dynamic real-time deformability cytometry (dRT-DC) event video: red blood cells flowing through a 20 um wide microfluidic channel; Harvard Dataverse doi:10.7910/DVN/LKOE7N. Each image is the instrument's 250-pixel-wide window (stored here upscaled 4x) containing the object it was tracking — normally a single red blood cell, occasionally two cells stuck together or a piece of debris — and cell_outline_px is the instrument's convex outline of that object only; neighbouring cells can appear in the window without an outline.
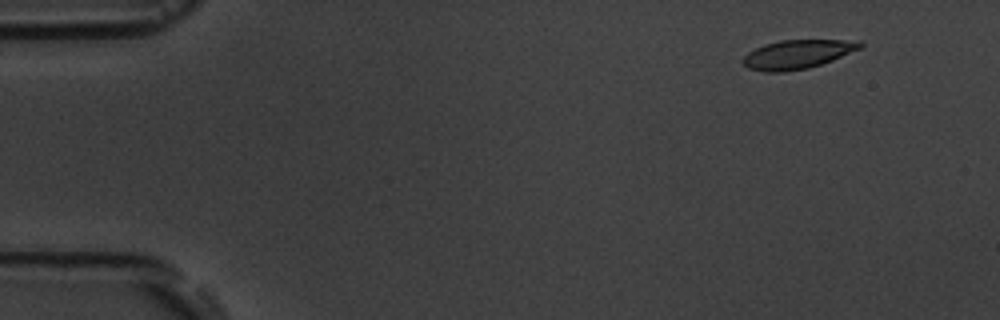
{"species": "common noctule bat (a hibernating species)", "species_latin": "Nyctalus noctula", "temperature_condition": "room temperature", "stored_images_in_passage": 4, "camera_frame_rate_fps": 3000, "um_per_image_px": 0.085, "animal": {"sex": "male", "body_mass_g": 19.5, "forearm_length_mm": 54.6}, "frame": {"image": 1, "passage_image": 1, "time_ms": 0.0, "image_size_px": [1000, 320], "cell_outline_px": [[864, 44], [860, 48], [832, 60], [808, 68], [784, 72], [764, 72], [748, 68], [740, 60], [748, 52], [764, 44], [780, 40], [860, 40]], "centroid_in_image_um": [67.75, 4.61], "position_along_channel_um": 17.3, "area_um2": 19.71}}
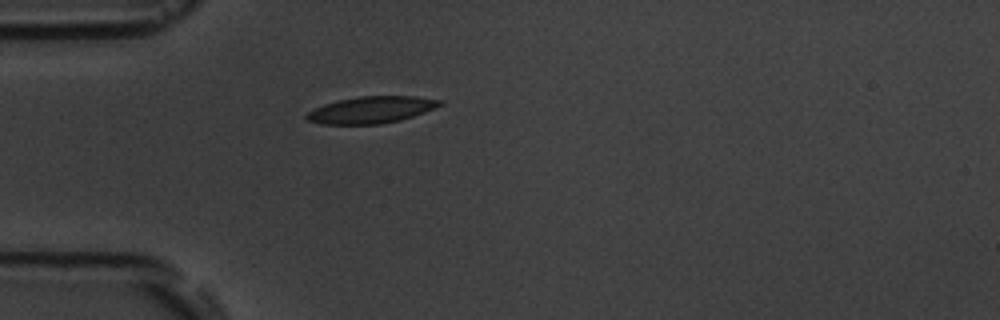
{"frame": {"image": 2, "passage_image": 4, "time_ms": 3.667, "image_size_px": [1000, 320], "cell_outline_px": [[444, 104], [424, 112], [400, 120], [380, 124], [320, 124], [308, 120], [304, 116], [308, 112], [324, 104], [340, 100], [360, 96], [416, 96], [444, 100]], "centroid_in_image_um": [31.59, 9.33], "position_along_channel_um": 53.4, "area_um2": 20.69}}